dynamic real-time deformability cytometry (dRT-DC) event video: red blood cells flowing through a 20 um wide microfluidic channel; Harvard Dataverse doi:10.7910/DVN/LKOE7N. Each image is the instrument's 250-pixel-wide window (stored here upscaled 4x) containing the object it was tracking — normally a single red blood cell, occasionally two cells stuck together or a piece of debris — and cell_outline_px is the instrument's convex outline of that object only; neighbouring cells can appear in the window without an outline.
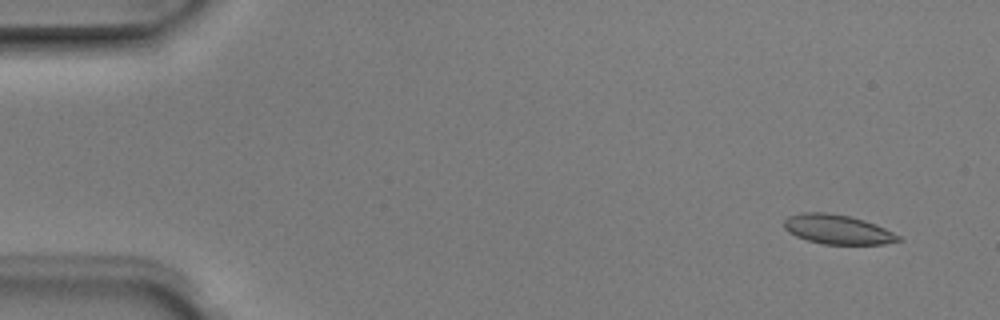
{"species": "Egyptian fruit bat (a non-hibernating species)", "species_latin": "Rousettus aegyptiacus", "temperature_condition": "room temperature", "stored_images_in_passage": 5, "segment_of_instrument_passage": [1, 2], "camera_frame_rate_fps": 3000, "um_per_image_px": 0.085, "animal": {"sex": "male"}, "frame": {"image": 1, "passage_image": 1, "time_ms": 0.0, "image_size_px": [1000, 320], "cell_outline_px": [[904, 240], [884, 244], [824, 244], [808, 240], [796, 236], [788, 232], [784, 228], [784, 220], [788, 216], [800, 212], [824, 212], [848, 216], [864, 220], [876, 224], [900, 236]], "centroid_in_image_um": [71.18, 19.5], "position_along_channel_um": 13.8, "area_um2": 19.59}}
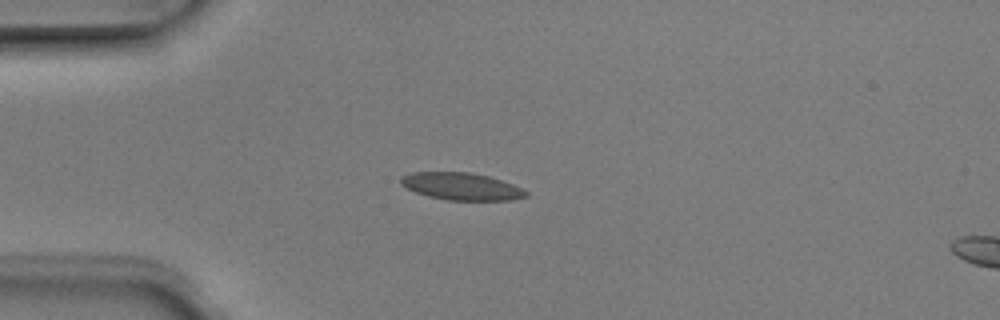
{"frame": {"image": 2, "passage_image": 4, "time_ms": 1.0, "image_size_px": [1000, 320], "cell_outline_px": [[528, 196], [512, 200], [448, 200], [428, 196], [416, 192], [400, 184], [400, 176], [412, 172], [472, 172], [488, 176], [512, 184], [528, 192]], "centroid_in_image_um": [39.2, 15.84], "position_along_channel_um": 45.8, "area_um2": 19.83}}